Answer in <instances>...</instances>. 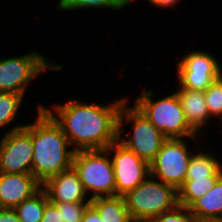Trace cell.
<instances>
[{"label": "cell", "mask_w": 222, "mask_h": 222, "mask_svg": "<svg viewBox=\"0 0 222 222\" xmlns=\"http://www.w3.org/2000/svg\"><path fill=\"white\" fill-rule=\"evenodd\" d=\"M215 54L206 50L189 51L177 63L178 84L189 90L205 91L211 83L222 75V66Z\"/></svg>", "instance_id": "10"}, {"label": "cell", "mask_w": 222, "mask_h": 222, "mask_svg": "<svg viewBox=\"0 0 222 222\" xmlns=\"http://www.w3.org/2000/svg\"><path fill=\"white\" fill-rule=\"evenodd\" d=\"M190 158L188 172L185 180L207 179V177H221L222 163L218 156L208 152L195 149Z\"/></svg>", "instance_id": "15"}, {"label": "cell", "mask_w": 222, "mask_h": 222, "mask_svg": "<svg viewBox=\"0 0 222 222\" xmlns=\"http://www.w3.org/2000/svg\"><path fill=\"white\" fill-rule=\"evenodd\" d=\"M220 177L185 180L178 188V204L188 208L195 200L211 190Z\"/></svg>", "instance_id": "18"}, {"label": "cell", "mask_w": 222, "mask_h": 222, "mask_svg": "<svg viewBox=\"0 0 222 222\" xmlns=\"http://www.w3.org/2000/svg\"><path fill=\"white\" fill-rule=\"evenodd\" d=\"M128 101L122 104L119 112L118 141L150 164L167 138L134 105L129 107ZM125 122L131 123L132 131L128 136L123 133Z\"/></svg>", "instance_id": "4"}, {"label": "cell", "mask_w": 222, "mask_h": 222, "mask_svg": "<svg viewBox=\"0 0 222 222\" xmlns=\"http://www.w3.org/2000/svg\"><path fill=\"white\" fill-rule=\"evenodd\" d=\"M197 222H222L221 219H198Z\"/></svg>", "instance_id": "30"}, {"label": "cell", "mask_w": 222, "mask_h": 222, "mask_svg": "<svg viewBox=\"0 0 222 222\" xmlns=\"http://www.w3.org/2000/svg\"><path fill=\"white\" fill-rule=\"evenodd\" d=\"M72 167L91 200L97 197L115 196L114 169L107 149L75 152Z\"/></svg>", "instance_id": "5"}, {"label": "cell", "mask_w": 222, "mask_h": 222, "mask_svg": "<svg viewBox=\"0 0 222 222\" xmlns=\"http://www.w3.org/2000/svg\"><path fill=\"white\" fill-rule=\"evenodd\" d=\"M210 117L222 120V75L204 91Z\"/></svg>", "instance_id": "22"}, {"label": "cell", "mask_w": 222, "mask_h": 222, "mask_svg": "<svg viewBox=\"0 0 222 222\" xmlns=\"http://www.w3.org/2000/svg\"><path fill=\"white\" fill-rule=\"evenodd\" d=\"M127 97L107 104L83 102L77 99L56 103L44 109L62 127L75 152L106 149L118 140V118Z\"/></svg>", "instance_id": "1"}, {"label": "cell", "mask_w": 222, "mask_h": 222, "mask_svg": "<svg viewBox=\"0 0 222 222\" xmlns=\"http://www.w3.org/2000/svg\"><path fill=\"white\" fill-rule=\"evenodd\" d=\"M49 202L46 191L41 188L32 197L14 208L21 222H41L45 205Z\"/></svg>", "instance_id": "19"}, {"label": "cell", "mask_w": 222, "mask_h": 222, "mask_svg": "<svg viewBox=\"0 0 222 222\" xmlns=\"http://www.w3.org/2000/svg\"><path fill=\"white\" fill-rule=\"evenodd\" d=\"M188 138L166 139L150 163V176L177 190L186 179L190 158L195 152L188 147Z\"/></svg>", "instance_id": "8"}, {"label": "cell", "mask_w": 222, "mask_h": 222, "mask_svg": "<svg viewBox=\"0 0 222 222\" xmlns=\"http://www.w3.org/2000/svg\"><path fill=\"white\" fill-rule=\"evenodd\" d=\"M151 6H156L157 8H172L180 3L182 0H147Z\"/></svg>", "instance_id": "28"}, {"label": "cell", "mask_w": 222, "mask_h": 222, "mask_svg": "<svg viewBox=\"0 0 222 222\" xmlns=\"http://www.w3.org/2000/svg\"><path fill=\"white\" fill-rule=\"evenodd\" d=\"M41 188L32 174L0 173V208L14 209Z\"/></svg>", "instance_id": "12"}, {"label": "cell", "mask_w": 222, "mask_h": 222, "mask_svg": "<svg viewBox=\"0 0 222 222\" xmlns=\"http://www.w3.org/2000/svg\"><path fill=\"white\" fill-rule=\"evenodd\" d=\"M0 222H21L14 209L0 208Z\"/></svg>", "instance_id": "27"}, {"label": "cell", "mask_w": 222, "mask_h": 222, "mask_svg": "<svg viewBox=\"0 0 222 222\" xmlns=\"http://www.w3.org/2000/svg\"><path fill=\"white\" fill-rule=\"evenodd\" d=\"M130 222H155L154 219H145V218H131Z\"/></svg>", "instance_id": "29"}, {"label": "cell", "mask_w": 222, "mask_h": 222, "mask_svg": "<svg viewBox=\"0 0 222 222\" xmlns=\"http://www.w3.org/2000/svg\"><path fill=\"white\" fill-rule=\"evenodd\" d=\"M123 197L131 218L155 219L178 205L177 189L151 176Z\"/></svg>", "instance_id": "7"}, {"label": "cell", "mask_w": 222, "mask_h": 222, "mask_svg": "<svg viewBox=\"0 0 222 222\" xmlns=\"http://www.w3.org/2000/svg\"><path fill=\"white\" fill-rule=\"evenodd\" d=\"M91 202L53 203L64 222H81L84 211Z\"/></svg>", "instance_id": "23"}, {"label": "cell", "mask_w": 222, "mask_h": 222, "mask_svg": "<svg viewBox=\"0 0 222 222\" xmlns=\"http://www.w3.org/2000/svg\"><path fill=\"white\" fill-rule=\"evenodd\" d=\"M154 220L155 222H197L198 218L188 208L178 204Z\"/></svg>", "instance_id": "24"}, {"label": "cell", "mask_w": 222, "mask_h": 222, "mask_svg": "<svg viewBox=\"0 0 222 222\" xmlns=\"http://www.w3.org/2000/svg\"><path fill=\"white\" fill-rule=\"evenodd\" d=\"M42 188L46 191L49 201L52 203L91 202L72 166L49 178L42 185Z\"/></svg>", "instance_id": "13"}, {"label": "cell", "mask_w": 222, "mask_h": 222, "mask_svg": "<svg viewBox=\"0 0 222 222\" xmlns=\"http://www.w3.org/2000/svg\"><path fill=\"white\" fill-rule=\"evenodd\" d=\"M57 8L61 11H75L82 9H106L123 10L128 8L130 0H58Z\"/></svg>", "instance_id": "20"}, {"label": "cell", "mask_w": 222, "mask_h": 222, "mask_svg": "<svg viewBox=\"0 0 222 222\" xmlns=\"http://www.w3.org/2000/svg\"><path fill=\"white\" fill-rule=\"evenodd\" d=\"M37 104L32 122L33 160L32 175L43 185L49 178L72 166L75 151L62 127Z\"/></svg>", "instance_id": "2"}, {"label": "cell", "mask_w": 222, "mask_h": 222, "mask_svg": "<svg viewBox=\"0 0 222 222\" xmlns=\"http://www.w3.org/2000/svg\"><path fill=\"white\" fill-rule=\"evenodd\" d=\"M32 122L14 125L0 139V173L32 174Z\"/></svg>", "instance_id": "9"}, {"label": "cell", "mask_w": 222, "mask_h": 222, "mask_svg": "<svg viewBox=\"0 0 222 222\" xmlns=\"http://www.w3.org/2000/svg\"><path fill=\"white\" fill-rule=\"evenodd\" d=\"M175 93L180 101L189 126L199 135L203 134V127L208 126L211 119L207 110L204 91L189 90L177 86Z\"/></svg>", "instance_id": "14"}, {"label": "cell", "mask_w": 222, "mask_h": 222, "mask_svg": "<svg viewBox=\"0 0 222 222\" xmlns=\"http://www.w3.org/2000/svg\"><path fill=\"white\" fill-rule=\"evenodd\" d=\"M188 209L198 219H221L222 218V176L217 180L214 187L205 195L195 200Z\"/></svg>", "instance_id": "16"}, {"label": "cell", "mask_w": 222, "mask_h": 222, "mask_svg": "<svg viewBox=\"0 0 222 222\" xmlns=\"http://www.w3.org/2000/svg\"><path fill=\"white\" fill-rule=\"evenodd\" d=\"M23 96L10 92H0V130L7 129L19 112L22 105ZM6 127V128H4Z\"/></svg>", "instance_id": "21"}, {"label": "cell", "mask_w": 222, "mask_h": 222, "mask_svg": "<svg viewBox=\"0 0 222 222\" xmlns=\"http://www.w3.org/2000/svg\"><path fill=\"white\" fill-rule=\"evenodd\" d=\"M106 149L114 169L115 196H124L150 176V164L135 155L120 141L113 142Z\"/></svg>", "instance_id": "11"}, {"label": "cell", "mask_w": 222, "mask_h": 222, "mask_svg": "<svg viewBox=\"0 0 222 222\" xmlns=\"http://www.w3.org/2000/svg\"><path fill=\"white\" fill-rule=\"evenodd\" d=\"M41 222H64L61 213L58 211V208L52 203L48 202L44 208V214L41 219Z\"/></svg>", "instance_id": "25"}, {"label": "cell", "mask_w": 222, "mask_h": 222, "mask_svg": "<svg viewBox=\"0 0 222 222\" xmlns=\"http://www.w3.org/2000/svg\"><path fill=\"white\" fill-rule=\"evenodd\" d=\"M43 53L31 50L22 56L0 59V92L26 94L28 84L33 82L42 73L48 70L60 71L61 64H55L51 59H46Z\"/></svg>", "instance_id": "6"}, {"label": "cell", "mask_w": 222, "mask_h": 222, "mask_svg": "<svg viewBox=\"0 0 222 222\" xmlns=\"http://www.w3.org/2000/svg\"><path fill=\"white\" fill-rule=\"evenodd\" d=\"M90 204L104 222H130L131 216L123 196L97 197Z\"/></svg>", "instance_id": "17"}, {"label": "cell", "mask_w": 222, "mask_h": 222, "mask_svg": "<svg viewBox=\"0 0 222 222\" xmlns=\"http://www.w3.org/2000/svg\"><path fill=\"white\" fill-rule=\"evenodd\" d=\"M81 222H104L101 220L98 211L89 204L82 216Z\"/></svg>", "instance_id": "26"}, {"label": "cell", "mask_w": 222, "mask_h": 222, "mask_svg": "<svg viewBox=\"0 0 222 222\" xmlns=\"http://www.w3.org/2000/svg\"><path fill=\"white\" fill-rule=\"evenodd\" d=\"M142 89L134 100V106L167 138H202L189 126L177 94L154 100V90Z\"/></svg>", "instance_id": "3"}]
</instances>
